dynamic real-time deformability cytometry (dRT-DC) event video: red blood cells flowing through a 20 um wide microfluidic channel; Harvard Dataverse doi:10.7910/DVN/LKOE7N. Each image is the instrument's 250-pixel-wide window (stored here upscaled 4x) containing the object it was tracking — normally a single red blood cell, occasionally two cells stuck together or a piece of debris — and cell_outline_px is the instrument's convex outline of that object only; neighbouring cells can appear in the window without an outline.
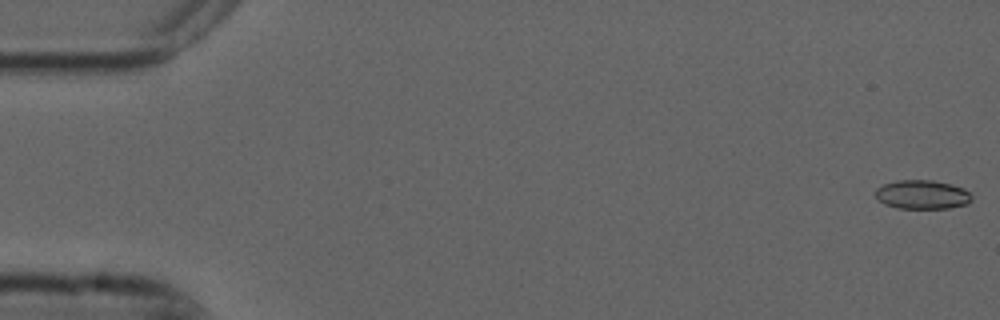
{"species": "common noctule bat (a hibernating species)", "species_latin": "Nyctalus noctula", "temperature_condition": "cold", "stored_images_in_passage": 5, "camera_frame_rate_fps": 3000, "um_per_image_px": 0.085, "animal": {"sex": "male", "forearm_length_mm": 52.5}, "frame": {"image": 1, "passage_image": 1, "time_ms": 0.0, "image_size_px": [1000, 320], "cell_outline_px": [[972, 200], [968, 204], [948, 208], [900, 208], [884, 204], [876, 196], [876, 188], [884, 184], [896, 180], [932, 180], [952, 184], [964, 188], [972, 196]], "centroid_in_image_um": [78.42, 16.53], "position_along_channel_um": 6.6, "area_um2": 16.24}}
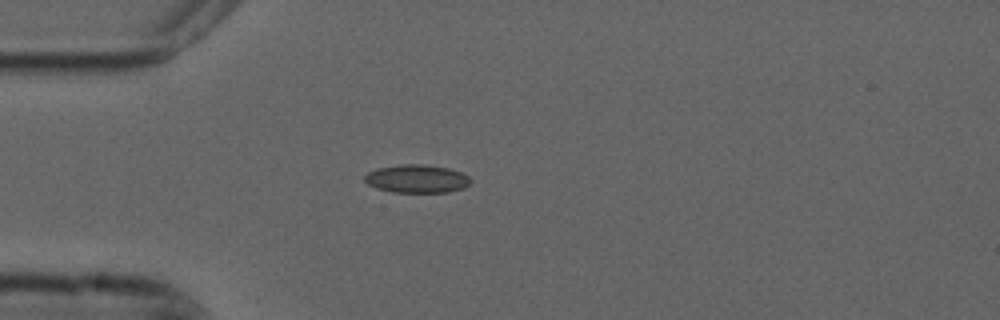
{"frame": {"image": 2, "passage_image": 5, "time_ms": 1.333, "image_size_px": [1000, 320], "cell_outline_px": [[472, 180], [464, 188], [448, 192], [392, 192], [376, 188], [368, 184], [364, 180], [364, 176], [368, 172], [376, 168], [400, 164], [424, 164], [448, 168], [460, 172], [468, 176]], "centroid_in_image_um": [35.41, 15.19], "position_along_channel_um": 49.6, "area_um2": 17.46}}